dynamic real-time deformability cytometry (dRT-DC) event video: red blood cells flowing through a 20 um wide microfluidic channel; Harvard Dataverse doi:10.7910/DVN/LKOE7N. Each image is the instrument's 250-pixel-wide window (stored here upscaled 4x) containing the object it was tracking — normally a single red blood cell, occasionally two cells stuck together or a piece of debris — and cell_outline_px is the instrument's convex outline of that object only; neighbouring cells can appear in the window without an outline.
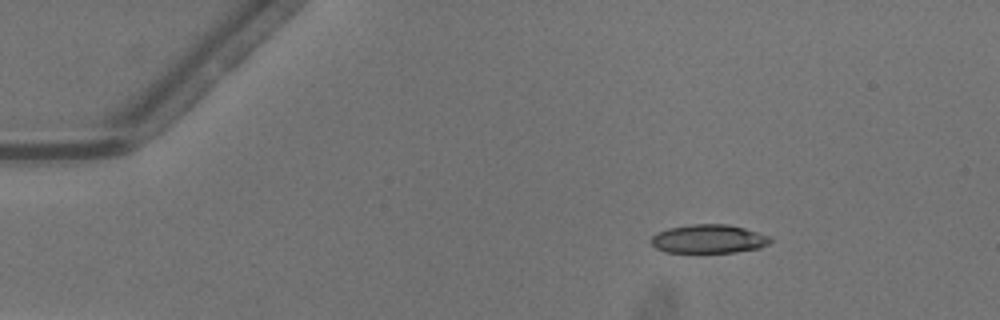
{"species": "common noctule bat (a hibernating species)", "species_latin": "Nyctalus noctula", "temperature_condition": "warm", "stored_images_in_passage": 33, "camera_frame_rate_fps": 3000, "um_per_image_px": 0.085, "animal": {"sex": "male", "body_mass_g": 13.3}, "frame": {"image": 1, "passage_image": 1, "time_ms": 0.0, "image_size_px": [1000, 320], "cell_outline_px": [[772, 240], [768, 244], [760, 248], [736, 252], [664, 252], [656, 248], [648, 240], [656, 232], [668, 228], [692, 224], [728, 224], [744, 228], [772, 236]], "centroid_in_image_um": [60.23, 20.3], "position_along_channel_um": 24.8, "area_um2": 20.11}}
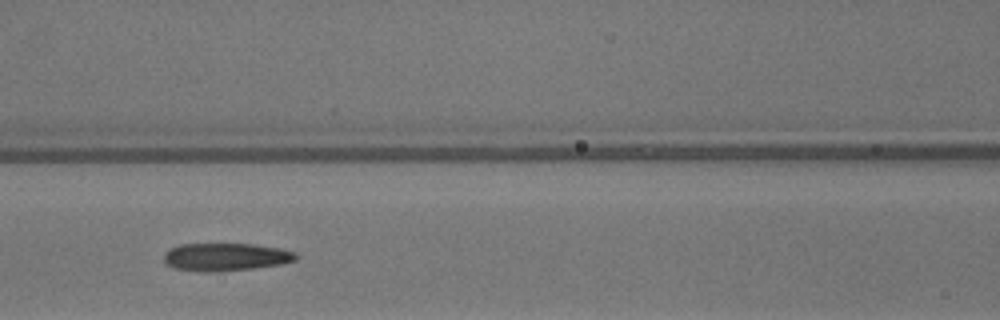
{"frame": {"image": 2, "passage_image": 16, "time_ms": 5.0, "image_size_px": [1000, 320], "cell_outline_px": [[300, 256], [296, 260], [280, 264], [252, 268], [216, 272], [200, 272], [176, 268], [168, 264], [164, 260], [164, 252], [180, 244], [252, 244], [280, 248], [296, 252]], "centroid_in_image_um": [19.21, 21.84], "position_along_channel_um": 147.4, "area_um2": 21.39}}
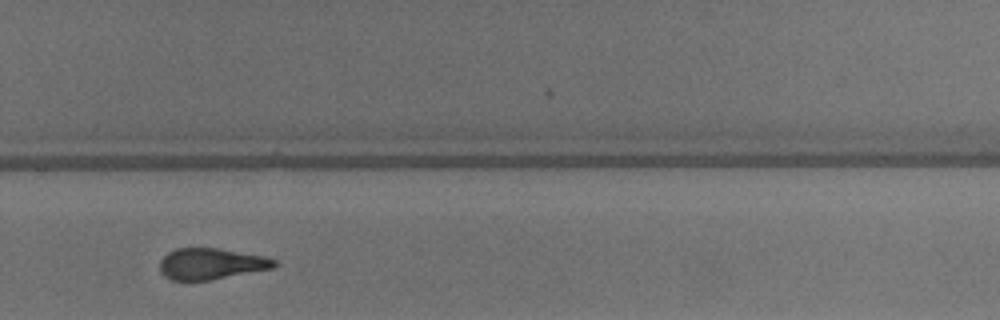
{"frame": {"image": 3, "passage_image": 28, "time_ms": 9.0, "image_size_px": [1000, 320], "cell_outline_px": [[276, 264], [272, 268], [208, 280], [172, 280], [164, 276], [160, 272], [160, 260], [168, 252], [176, 248], [216, 248], [264, 256], [276, 260]], "centroid_in_image_um": [17.89, 22.42], "position_along_channel_um": 311.9, "area_um2": 20.52}, "authors_computed_cell_mechanics": {"area_um2": 21.386, "velocity_mm_per_s": 4.1268, "shape_relaxation_time_tau1_ms": null, "shape_relaxation_time_tau2_ms": 2.9364, "deformation_change_tau1": null, "deformation_change_tau2": 0.1355}}